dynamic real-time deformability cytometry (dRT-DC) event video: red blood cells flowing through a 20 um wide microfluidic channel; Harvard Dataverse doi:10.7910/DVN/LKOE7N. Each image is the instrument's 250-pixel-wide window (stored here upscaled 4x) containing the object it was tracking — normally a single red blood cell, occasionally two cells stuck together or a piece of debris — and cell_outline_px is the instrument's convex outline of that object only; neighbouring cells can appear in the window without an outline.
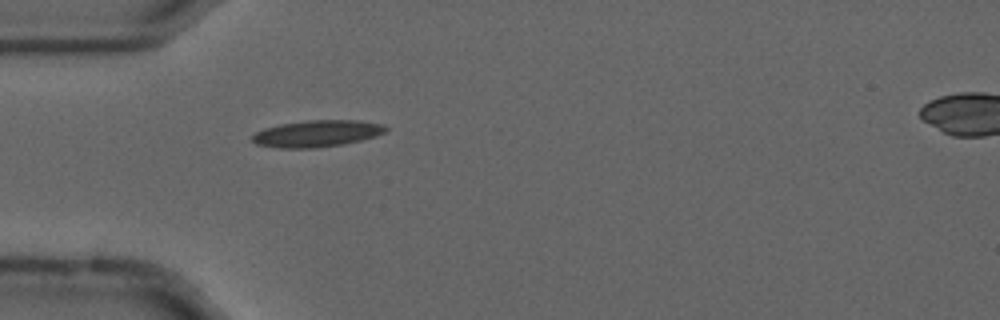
{"species": "common noctule bat (a hibernating species)", "species_latin": "Nyctalus noctula", "temperature_condition": "cold", "stored_images_in_passage": 40, "camera_frame_rate_fps": 3000, "um_per_image_px": 0.085, "animal": {"sex": "male", "forearm_length_mm": 52.5}, "frame": {"image": 1, "passage_image": 1, "time_ms": 0.0, "image_size_px": [1000, 320], "cell_outline_px": [[388, 128], [384, 132], [376, 136], [344, 144], [316, 148], [280, 148], [256, 144], [252, 140], [252, 136], [256, 132], [264, 128], [280, 124], [308, 120], [360, 120], [384, 124]], "centroid_in_image_um": [26.95, 11.35], "position_along_channel_um": 58.0, "area_um2": 20.81}}
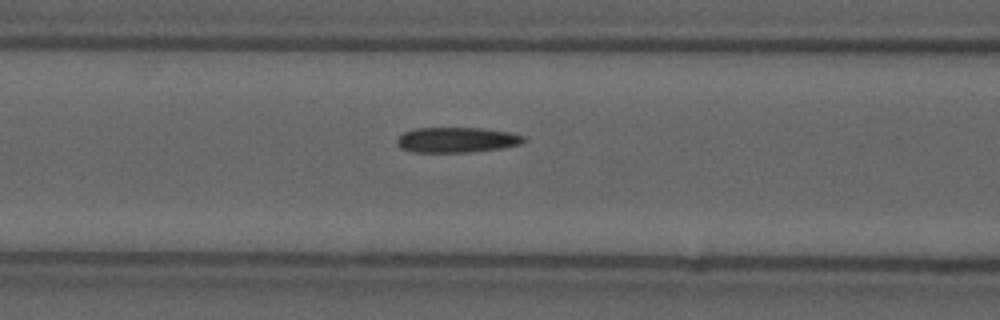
{"frame": {"image": 2, "passage_image": 7, "time_ms": 2.0, "image_size_px": [1000, 320], "cell_outline_px": [[528, 140], [520, 144], [500, 148], [472, 152], [412, 152], [400, 148], [396, 140], [404, 132], [416, 128], [480, 128], [512, 132], [524, 136]], "centroid_in_image_um": [38.85, 11.89], "position_along_channel_um": 127.8, "area_um2": 18.73}}
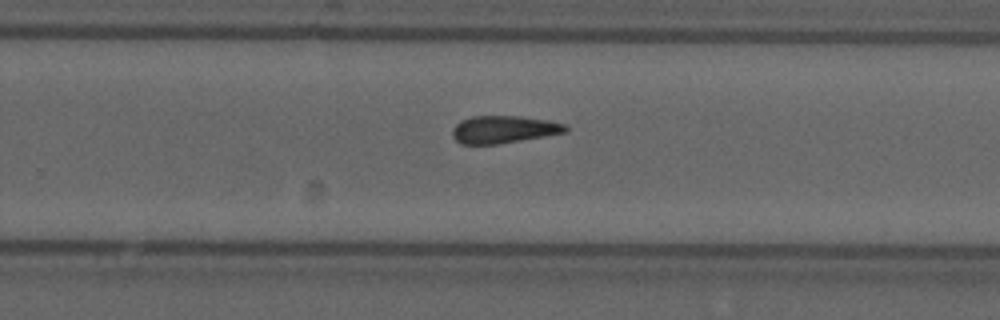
{"frame": {"image": 3, "passage_image": 20, "time_ms": 6.333, "image_size_px": [1000, 320], "cell_outline_px": [[568, 132], [500, 144], [460, 144], [452, 136], [452, 128], [460, 120], [472, 116], [520, 116], [548, 120], [564, 124], [568, 128]], "centroid_in_image_um": [42.8, 11.0], "position_along_channel_um": 287.0, "area_um2": 18.26}, "authors_computed_cell_mechanics": {"area_um2": 18.4093, "velocity_mm_per_s": 3.6858, "shape_relaxation_time_tau1_ms": null, "shape_relaxation_time_tau2_ms": 3.6714, "deformation_change_tau1": null, "deformation_change_tau2": 0.1084}}